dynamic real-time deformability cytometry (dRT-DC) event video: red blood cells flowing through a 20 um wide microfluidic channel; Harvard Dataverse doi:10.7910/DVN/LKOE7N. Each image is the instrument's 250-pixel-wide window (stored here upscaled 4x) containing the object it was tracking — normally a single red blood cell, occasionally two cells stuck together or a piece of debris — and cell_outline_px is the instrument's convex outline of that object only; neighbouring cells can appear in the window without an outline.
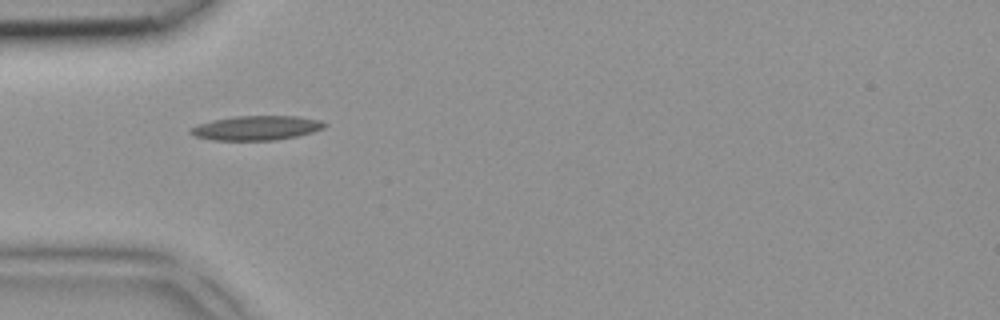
{"species": "common noctule bat (a hibernating species)", "species_latin": "Nyctalus noctula", "temperature_condition": "room temperature", "stored_images_in_passage": 2, "camera_frame_rate_fps": 3000, "um_per_image_px": 0.085, "animal": {"sex": "female", "body_mass_g": 18.4}, "frame": {"image": 1, "passage_image": 1, "time_ms": 0.0, "image_size_px": [1000, 320], "cell_outline_px": [[328, 124], [324, 128], [312, 132], [296, 136], [276, 140], [212, 140], [196, 136], [188, 132], [188, 128], [212, 120], [236, 116], [296, 116], [320, 120]], "centroid_in_image_um": [21.79, 10.87], "position_along_channel_um": 63.2, "area_um2": 19.02}}